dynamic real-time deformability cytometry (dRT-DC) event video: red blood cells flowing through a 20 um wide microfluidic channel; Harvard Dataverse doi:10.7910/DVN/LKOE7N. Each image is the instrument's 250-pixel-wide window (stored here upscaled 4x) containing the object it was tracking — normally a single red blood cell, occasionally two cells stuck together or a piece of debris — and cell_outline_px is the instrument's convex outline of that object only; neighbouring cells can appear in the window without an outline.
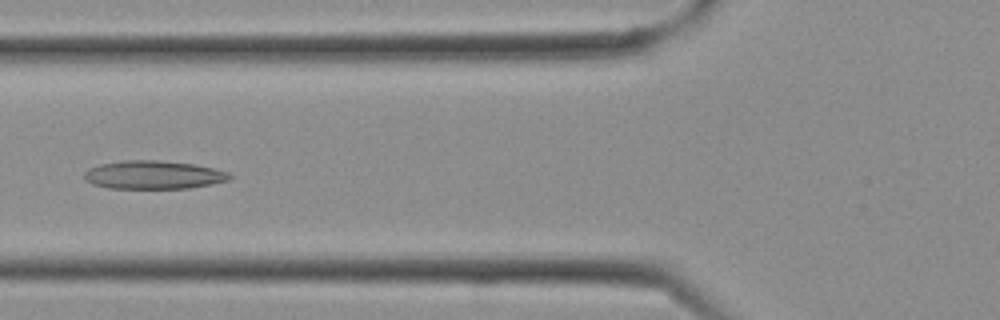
{"species": "Egyptian fruit bat (a non-hibernating species)", "species_latin": "Rousettus aegyptiacus", "temperature_condition": "cold", "stored_images_in_passage": 28, "camera_frame_rate_fps": 3000, "um_per_image_px": 0.085, "frame": {"image": 1, "passage_image": 10, "time_ms": 3.0, "image_size_px": [1000, 320], "cell_outline_px": [[232, 176], [228, 180], [212, 184], [188, 188], [108, 188], [92, 184], [84, 180], [84, 172], [88, 168], [100, 164], [124, 160], [160, 160], [196, 164], [228, 172]], "centroid_in_image_um": [13.02, 14.86], "position_along_channel_um": 112.8, "area_um2": 24.1}}
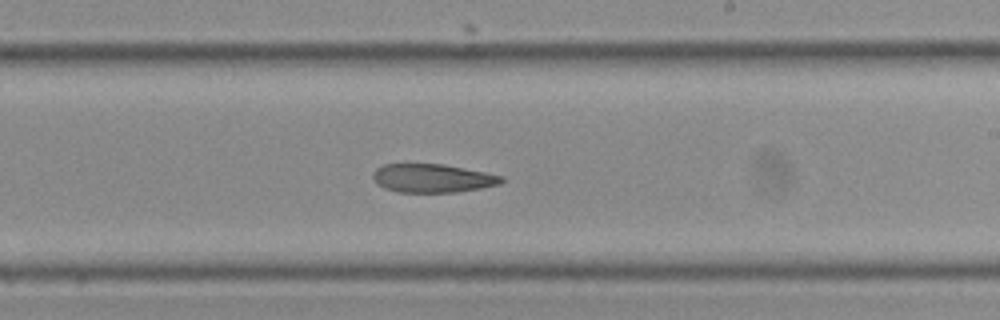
{"frame": {"image": 2, "passage_image": 16, "time_ms": 5.0, "image_size_px": [1000, 320], "cell_outline_px": [[504, 180], [500, 184], [480, 188], [456, 192], [396, 192], [384, 188], [372, 176], [372, 172], [376, 168], [384, 164], [444, 164], [504, 176]], "centroid_in_image_um": [36.77, 15.14], "position_along_channel_um": 252.2, "area_um2": 21.27}}
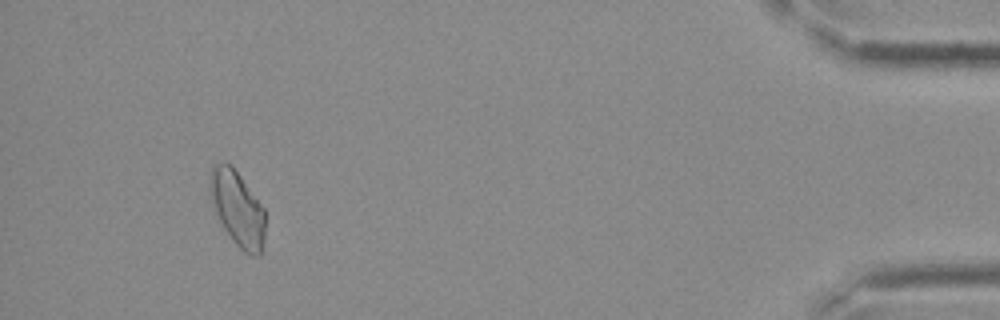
{"frame": {"image": 3, "passage_image": 26, "time_ms": 8.333, "image_size_px": [1000, 320], "cell_outline_px": [[264, 236], [260, 256], [252, 256], [244, 252], [236, 244], [224, 228], [212, 208], [208, 188], [208, 180], [212, 164], [224, 160], [232, 164], [264, 208]], "centroid_in_image_um": [20.13, 17.65], "position_along_channel_um": 415.1, "area_um2": 24.62}}